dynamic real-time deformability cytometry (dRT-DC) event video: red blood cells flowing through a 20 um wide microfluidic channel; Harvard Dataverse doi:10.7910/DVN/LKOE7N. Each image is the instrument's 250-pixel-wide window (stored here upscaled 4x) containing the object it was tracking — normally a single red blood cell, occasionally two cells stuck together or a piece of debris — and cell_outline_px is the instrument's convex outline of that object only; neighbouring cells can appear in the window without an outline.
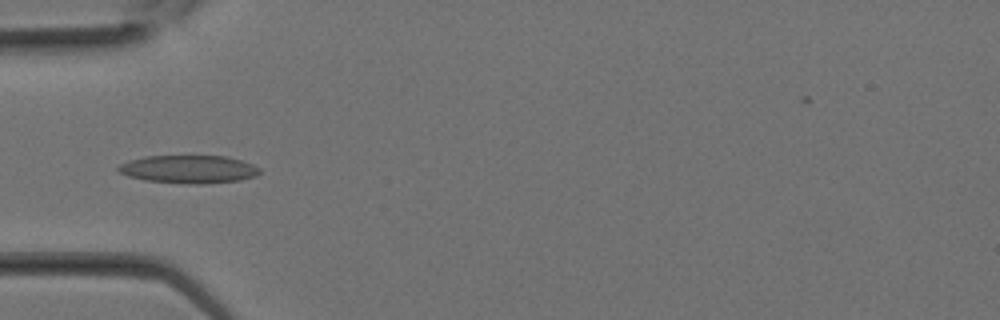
{"species": "Egyptian fruit bat (a non-hibernating species)", "species_latin": "Rousettus aegyptiacus", "temperature_condition": "room temperature", "stored_images_in_passage": 8, "camera_frame_rate_fps": 3000, "um_per_image_px": 0.085, "animal": {"sex": "female"}, "frame": {"image": 1, "passage_image": 3, "time_ms": 0.667, "image_size_px": [1000, 320], "cell_outline_px": [[260, 172], [256, 176], [240, 180], [204, 184], [192, 184], [144, 180], [128, 176], [120, 172], [116, 168], [120, 164], [128, 160], [144, 156], [224, 156], [240, 160], [252, 164], [260, 168]], "centroid_in_image_um": [16.03, 14.38], "position_along_channel_um": 69.0, "area_um2": 23.06}}
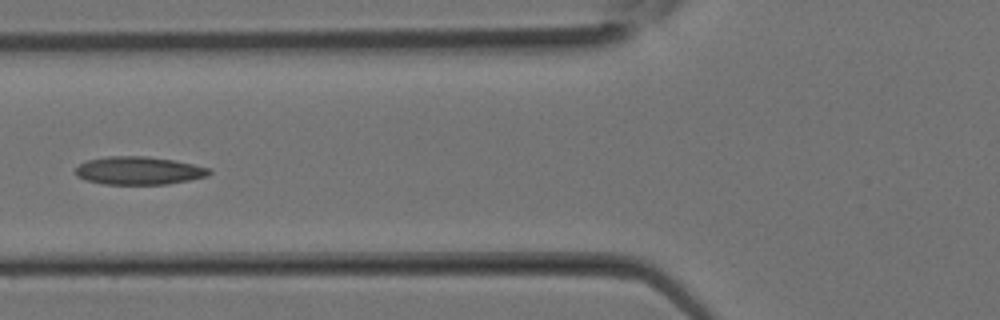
{"frame": {"image": 2, "passage_image": 5, "time_ms": 1.333, "image_size_px": [1000, 320], "cell_outline_px": [[212, 172], [208, 176], [168, 184], [104, 184], [88, 180], [76, 176], [76, 168], [80, 164], [88, 160], [108, 156], [148, 156], [172, 160], [212, 168]], "centroid_in_image_um": [11.83, 14.5], "position_along_channel_um": 114.0, "area_um2": 21.73}}
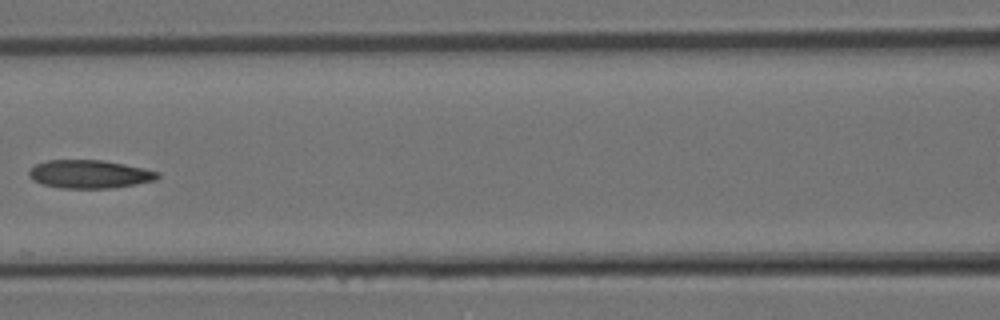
{"frame": {"image": 3, "passage_image": 7, "time_ms": 2.0, "image_size_px": [1000, 320], "cell_outline_px": [[160, 176], [156, 180], [108, 188], [60, 188], [44, 184], [32, 180], [28, 176], [28, 172], [36, 164], [48, 160], [100, 160], [124, 164], [144, 168], [160, 172]], "centroid_in_image_um": [7.6, 14.8], "position_along_channel_um": 159.0, "area_um2": 20.98}}